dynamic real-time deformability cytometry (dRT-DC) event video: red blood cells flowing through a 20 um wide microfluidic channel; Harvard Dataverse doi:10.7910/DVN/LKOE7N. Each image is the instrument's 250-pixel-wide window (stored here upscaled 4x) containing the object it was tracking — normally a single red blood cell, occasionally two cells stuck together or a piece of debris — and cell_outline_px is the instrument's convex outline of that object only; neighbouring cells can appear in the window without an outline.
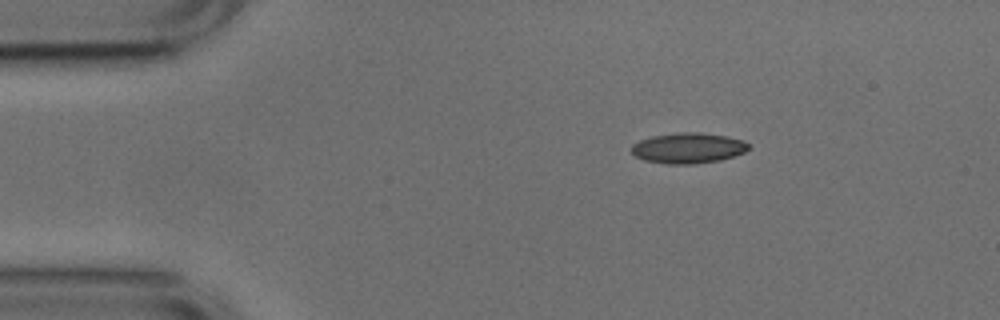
{"species": "common noctule bat (a hibernating species)", "species_latin": "Nyctalus noctula", "temperature_condition": "cold", "stored_images_in_passage": 18, "camera_frame_rate_fps": 3000, "um_per_image_px": 0.085, "animal": {"sex": "male", "body_mass_g": 17.9, "forearm_length_mm": 54.2}, "frame": {"image": 1, "passage_image": 1, "time_ms": 0.0, "image_size_px": [1000, 320], "cell_outline_px": [[748, 148], [744, 152], [720, 160], [692, 164], [668, 164], [644, 160], [636, 156], [632, 152], [632, 144], [640, 140], [652, 136], [680, 132], [700, 132], [724, 136], [744, 140], [748, 144]], "centroid_in_image_um": [58.47, 12.58], "position_along_channel_um": 26.5, "area_um2": 20.63}}
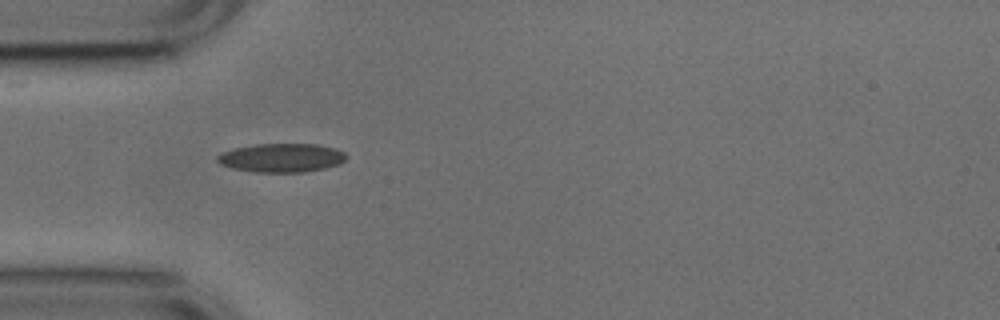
{"frame": {"image": 2, "passage_image": 8, "time_ms": 2.333, "image_size_px": [1000, 320], "cell_outline_px": [[348, 156], [340, 164], [324, 168], [304, 172], [256, 172], [232, 168], [220, 164], [216, 160], [216, 156], [220, 152], [232, 148], [252, 144], [316, 144], [336, 148], [344, 152]], "centroid_in_image_um": [23.9, 13.4], "position_along_channel_um": 61.1, "area_um2": 21.85}}
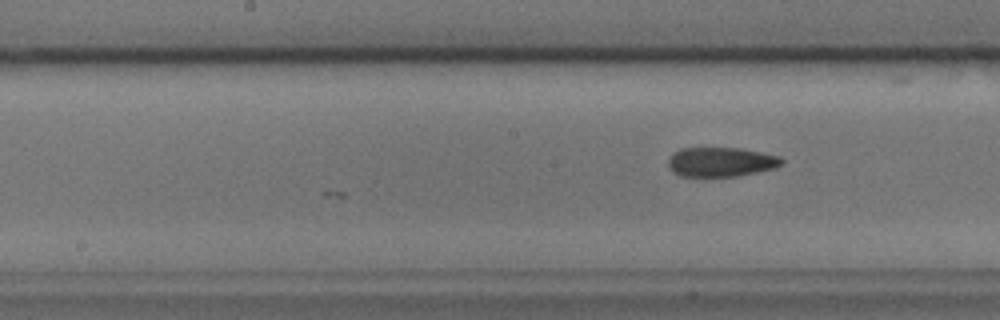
{"frame": {"image": 3, "passage_image": 18, "time_ms": 5.667, "image_size_px": [1000, 320], "cell_outline_px": [[784, 164], [776, 168], [736, 176], [680, 176], [672, 172], [668, 164], [668, 160], [680, 148], [740, 148], [780, 156], [784, 160]], "centroid_in_image_um": [61.32, 13.77], "position_along_channel_um": 186.9, "area_um2": 19.42}}